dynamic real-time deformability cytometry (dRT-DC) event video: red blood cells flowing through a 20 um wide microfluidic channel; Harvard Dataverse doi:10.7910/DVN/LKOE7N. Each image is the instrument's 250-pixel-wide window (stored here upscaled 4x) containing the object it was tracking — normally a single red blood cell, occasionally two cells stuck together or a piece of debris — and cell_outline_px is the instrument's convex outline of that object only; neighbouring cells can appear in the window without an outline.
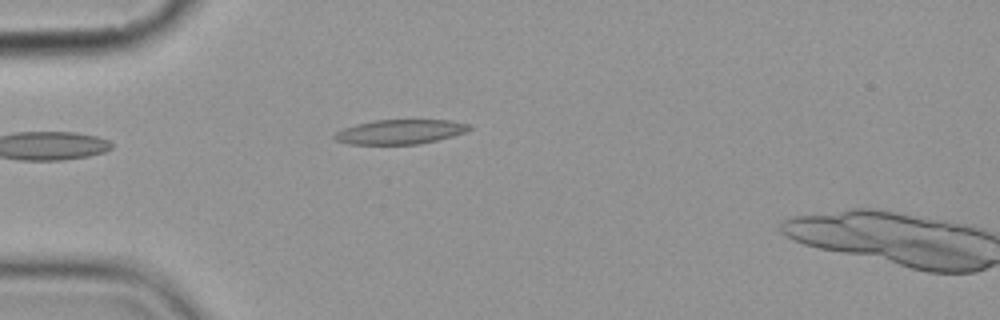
{"species": "common noctule bat (a hibernating species)", "species_latin": "Nyctalus noctula", "temperature_condition": "cold", "stored_images_in_passage": 5, "camera_frame_rate_fps": 3000, "um_per_image_px": 0.085, "animal": {"sex": "female", "body_mass_g": 19.9}, "frame": {"image": 1, "passage_image": 5, "time_ms": 4.333, "image_size_px": [1000, 320], "cell_outline_px": [[472, 128], [464, 132], [452, 136], [436, 140], [416, 144], [348, 144], [336, 140], [332, 136], [336, 132], [344, 128], [356, 124], [376, 120], [452, 120], [472, 124]], "centroid_in_image_um": [34.02, 11.19], "position_along_channel_um": 51.0, "area_um2": 19.19}}